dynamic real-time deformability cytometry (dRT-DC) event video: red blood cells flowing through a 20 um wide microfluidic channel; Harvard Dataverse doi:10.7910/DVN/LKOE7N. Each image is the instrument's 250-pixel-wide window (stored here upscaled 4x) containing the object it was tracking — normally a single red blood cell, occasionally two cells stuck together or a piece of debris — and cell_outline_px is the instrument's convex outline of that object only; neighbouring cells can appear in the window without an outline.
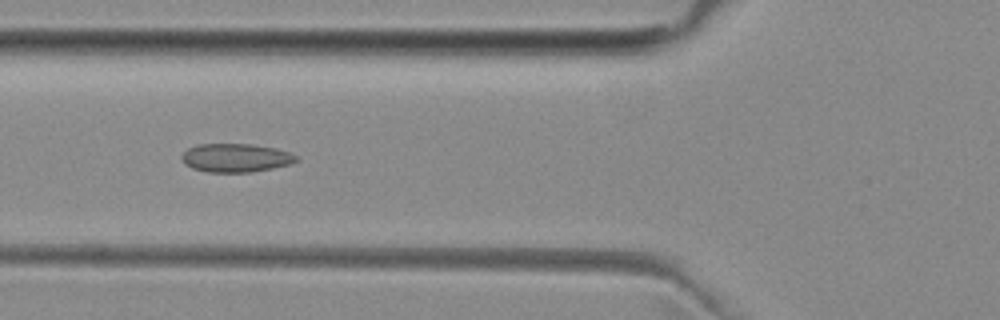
{"species": "common noctule bat (a hibernating species)", "species_latin": "Nyctalus noctula", "temperature_condition": "room temperature", "stored_images_in_passage": 5, "camera_frame_rate_fps": 3000, "um_per_image_px": 0.085, "animal": {"sex": "female", "body_mass_g": 29.2, "forearm_length_mm": 56.3}, "frame": {"image": 1, "passage_image": 4, "time_ms": 3.333, "image_size_px": [1000, 320], "cell_outline_px": [[300, 160], [292, 164], [252, 172], [208, 172], [192, 168], [184, 164], [180, 156], [188, 148], [200, 144], [252, 144], [276, 148], [288, 152], [296, 156]], "centroid_in_image_um": [20.04, 13.42], "position_along_channel_um": 105.8, "area_um2": 19.13}}
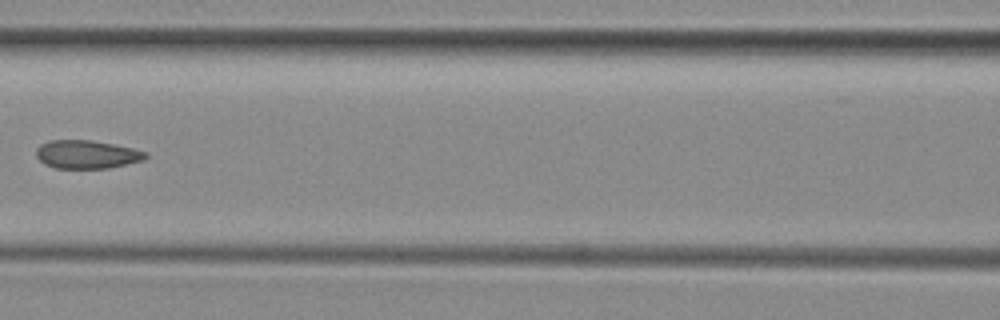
{"frame": {"image": 2, "passage_image": 5, "time_ms": 4.667, "image_size_px": [1000, 320], "cell_outline_px": [[148, 156], [144, 160], [108, 168], [56, 168], [44, 164], [36, 156], [36, 148], [40, 144], [48, 140], [92, 140], [132, 148], [148, 152]], "centroid_in_image_um": [7.36, 13.12], "position_along_channel_um": 159.2, "area_um2": 18.09}}